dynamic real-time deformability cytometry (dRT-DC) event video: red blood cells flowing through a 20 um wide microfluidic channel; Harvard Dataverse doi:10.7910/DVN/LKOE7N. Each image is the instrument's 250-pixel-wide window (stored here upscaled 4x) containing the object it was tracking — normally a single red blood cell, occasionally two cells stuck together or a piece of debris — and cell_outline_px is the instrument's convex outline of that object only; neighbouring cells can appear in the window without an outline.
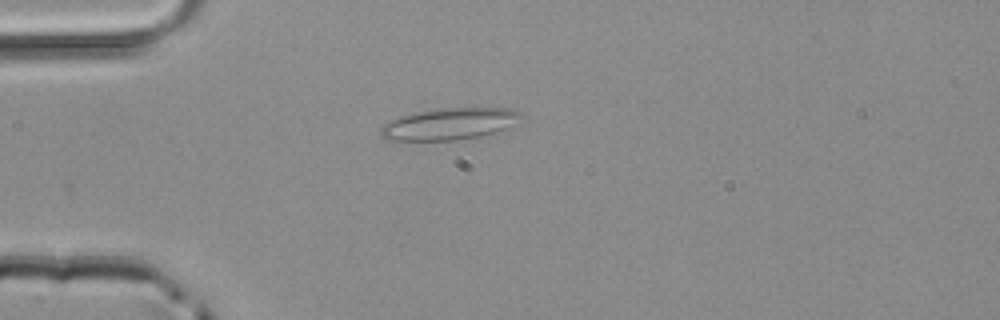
{"species": "common noctule bat (a hibernating species)", "species_latin": "Nyctalus noctula", "temperature_condition": "room temperature", "stored_images_in_passage": 37, "camera_frame_rate_fps": 3000, "um_per_image_px": 0.085, "animal": {"sex": "male", "body_mass_g": 20.4}, "frame": {"image": 1, "passage_image": 1, "time_ms": 0.0, "image_size_px": [1000, 320], "cell_outline_px": [[524, 116], [504, 128], [496, 132], [480, 136], [456, 140], [384, 140], [380, 136], [380, 128], [384, 124], [400, 116], [412, 112], [444, 108], [508, 108], [520, 112]], "centroid_in_image_um": [38.14, 10.53], "position_along_channel_um": 46.9, "area_um2": 25.78}}
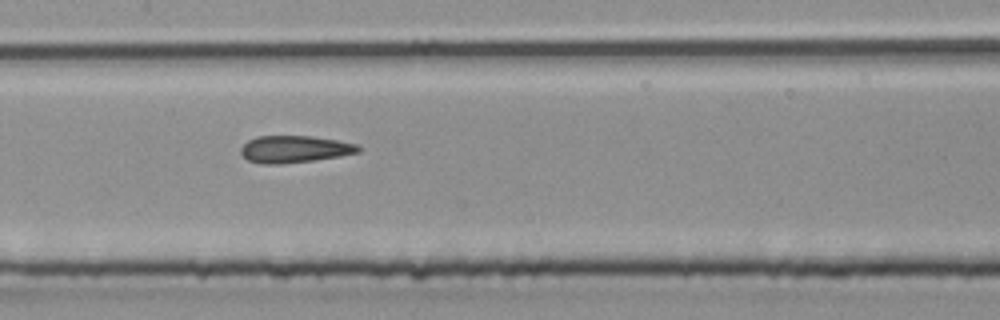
{"frame": {"image": 2, "passage_image": 12, "time_ms": 3.667, "image_size_px": [1000, 320], "cell_outline_px": [[364, 148], [360, 152], [340, 156], [316, 160], [280, 164], [264, 164], [248, 160], [240, 152], [240, 148], [248, 140], [256, 136], [312, 136], [336, 140], [356, 144]], "centroid_in_image_um": [25.06, 12.68], "position_along_channel_um": 182.3, "area_um2": 18.61}}
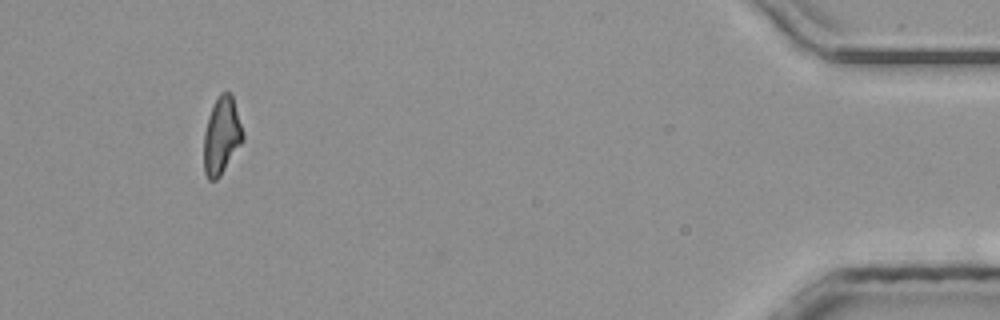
{"frame": {"image": 3, "passage_image": 34, "time_ms": 11.0, "image_size_px": [1000, 320], "cell_outline_px": [[244, 140], [220, 176], [216, 180], [208, 180], [204, 172], [204, 132], [208, 116], [216, 96], [220, 92], [232, 92], [244, 136]], "centroid_in_image_um": [18.83, 11.51], "position_along_channel_um": 416.4, "area_um2": 17.74}}